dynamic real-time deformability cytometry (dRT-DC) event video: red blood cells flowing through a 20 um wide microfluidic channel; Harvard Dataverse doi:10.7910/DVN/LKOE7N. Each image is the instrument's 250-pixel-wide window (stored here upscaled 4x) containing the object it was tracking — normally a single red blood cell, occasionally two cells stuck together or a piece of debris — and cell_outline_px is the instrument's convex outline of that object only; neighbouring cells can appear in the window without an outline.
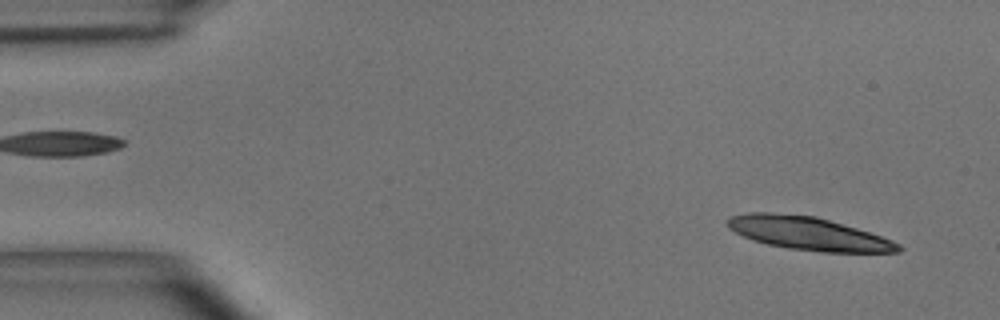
{"species": "common noctule bat (a hibernating species)", "species_latin": "Nyctalus noctula", "temperature_condition": "room temperature", "stored_images_in_passage": 18, "camera_frame_rate_fps": 3000, "um_per_image_px": 0.085, "animal": {"sex": "male", "body_mass_g": 15.6}, "frame": {"image": 1, "passage_image": 3, "time_ms": 0.667, "image_size_px": [1000, 320], "cell_outline_px": [[904, 248], [900, 252], [820, 252], [788, 248], [768, 244], [752, 240], [728, 228], [724, 220], [728, 216], [748, 212], [768, 212], [816, 216], [856, 228], [892, 240], [900, 244]], "centroid_in_image_um": [68.66, 19.83], "position_along_channel_um": 16.3, "area_um2": 33.06}}